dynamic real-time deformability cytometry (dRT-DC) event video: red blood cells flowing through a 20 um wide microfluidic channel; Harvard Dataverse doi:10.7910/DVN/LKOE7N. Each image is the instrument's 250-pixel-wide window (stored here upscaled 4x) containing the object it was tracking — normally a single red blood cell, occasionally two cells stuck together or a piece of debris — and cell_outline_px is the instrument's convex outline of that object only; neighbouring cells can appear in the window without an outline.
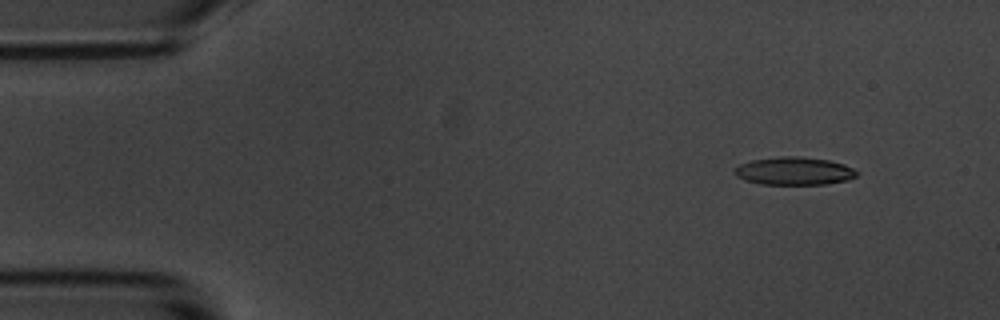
{"species": "common noctule bat (a hibernating species)", "species_latin": "Nyctalus noctula", "temperature_condition": "room temperature", "stored_images_in_passage": 5, "camera_frame_rate_fps": 3000, "um_per_image_px": 0.085, "animal": {"sex": "male", "body_mass_g": 20.1, "forearm_length_mm": 53.5}, "frame": {"image": 1, "passage_image": 2, "time_ms": 1.333, "image_size_px": [1000, 320], "cell_outline_px": [[860, 172], [856, 176], [848, 180], [824, 184], [760, 184], [744, 180], [736, 176], [732, 172], [740, 164], [752, 160], [780, 156], [800, 156], [828, 160], [844, 164]], "centroid_in_image_um": [67.5, 14.53], "position_along_channel_um": 17.5, "area_um2": 19.94}}
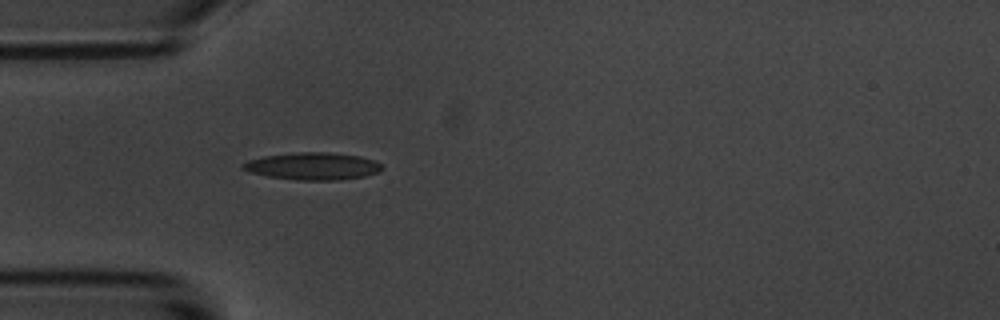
{"frame": {"image": 2, "passage_image": 5, "time_ms": 5.0, "image_size_px": [1000, 320], "cell_outline_px": [[384, 168], [380, 172], [364, 176], [340, 180], [296, 180], [268, 176], [248, 172], [240, 168], [240, 164], [248, 160], [264, 156], [296, 152], [328, 152], [360, 156], [384, 164]], "centroid_in_image_um": [26.58, 14.12], "position_along_channel_um": 58.4, "area_um2": 22.37}}